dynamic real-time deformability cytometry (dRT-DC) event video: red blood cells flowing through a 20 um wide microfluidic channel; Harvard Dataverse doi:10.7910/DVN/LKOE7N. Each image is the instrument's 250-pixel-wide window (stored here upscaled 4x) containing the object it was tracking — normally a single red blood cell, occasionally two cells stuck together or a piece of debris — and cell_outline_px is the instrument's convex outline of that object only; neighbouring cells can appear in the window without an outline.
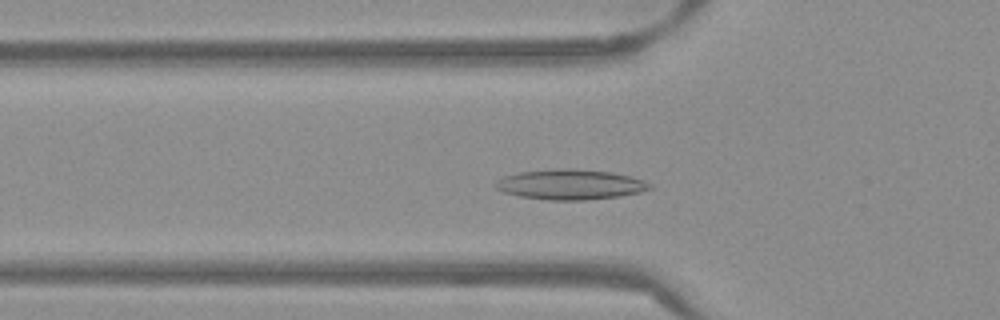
{"species": "Egyptian fruit bat (a non-hibernating species)", "species_latin": "Rousettus aegyptiacus", "temperature_condition": "warm", "stored_images_in_passage": 51, "camera_frame_rate_fps": 3000, "um_per_image_px": 0.085, "frame": {"image": 1, "passage_image": 16, "time_ms": 5.0, "image_size_px": [1000, 320], "cell_outline_px": [[652, 188], [640, 192], [620, 196], [584, 200], [548, 200], [520, 196], [504, 192], [496, 188], [492, 184], [496, 180], [504, 176], [520, 172], [552, 168], [576, 168], [612, 172], [644, 180], [652, 184]], "centroid_in_image_um": [48.46, 15.67], "position_along_channel_um": 77.3, "area_um2": 27.34}}
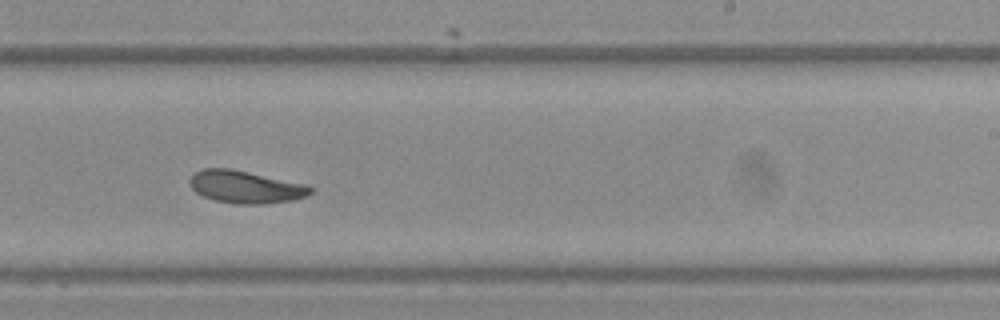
{"frame": {"image": 2, "passage_image": 31, "time_ms": 10.0, "image_size_px": [1000, 320], "cell_outline_px": [[312, 192], [308, 196], [292, 200], [264, 204], [236, 204], [216, 200], [204, 196], [196, 192], [188, 184], [188, 180], [196, 172], [204, 168], [232, 168], [308, 184], [312, 188]], "centroid_in_image_um": [20.9, 15.88], "position_along_channel_um": 268.1, "area_um2": 23.06}}
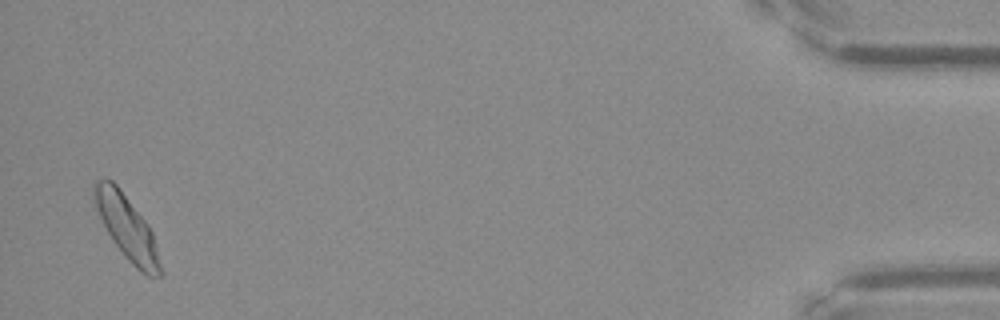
{"frame": {"image": 3, "passage_image": 50, "time_ms": 16.333, "image_size_px": [1000, 320], "cell_outline_px": [[164, 272], [160, 276], [148, 276], [140, 272], [124, 256], [112, 240], [96, 208], [92, 196], [92, 184], [96, 180], [104, 176], [108, 176], [116, 184], [148, 224], [152, 232], [156, 244]], "centroid_in_image_um": [10.78, 19.32], "position_along_channel_um": 424.4, "area_um2": 24.85}, "authors_computed_cell_mechanics": {"area_um2": 23.4668, "velocity_mm_per_s": 3.8112, "shape_relaxation_time_tau1_ms": 6.3483, "shape_relaxation_time_tau2_ms": 5.6576, "deformation_change_tau1": 0.157, "deformation_change_tau2": 0.1191}}